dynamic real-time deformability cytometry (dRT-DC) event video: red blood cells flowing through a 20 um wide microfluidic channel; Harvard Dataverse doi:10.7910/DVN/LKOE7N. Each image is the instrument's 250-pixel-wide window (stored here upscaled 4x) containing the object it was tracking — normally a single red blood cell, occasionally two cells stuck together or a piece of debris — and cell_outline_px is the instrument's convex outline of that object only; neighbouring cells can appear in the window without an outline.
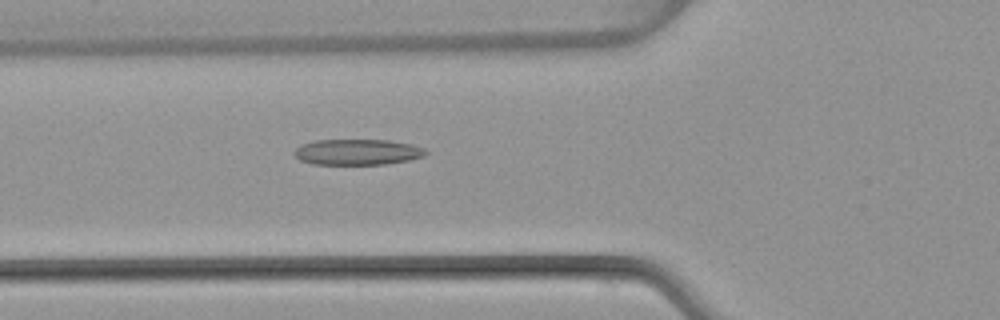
{"species": "common noctule bat (a hibernating species)", "species_latin": "Nyctalus noctula", "temperature_condition": "warm", "stored_images_in_passage": 48, "camera_frame_rate_fps": 3000, "um_per_image_px": 0.085, "animal": {"sex": "female", "body_mass_g": 22.7, "forearm_length_mm": 54.2}, "frame": {"image": 1, "passage_image": 16, "time_ms": 5.0, "image_size_px": [1000, 320], "cell_outline_px": [[428, 152], [424, 156], [408, 160], [384, 164], [312, 164], [300, 160], [292, 152], [300, 144], [316, 140], [388, 140], [412, 144], [424, 148]], "centroid_in_image_um": [30.36, 12.92], "position_along_channel_um": 95.4, "area_um2": 19.77}}
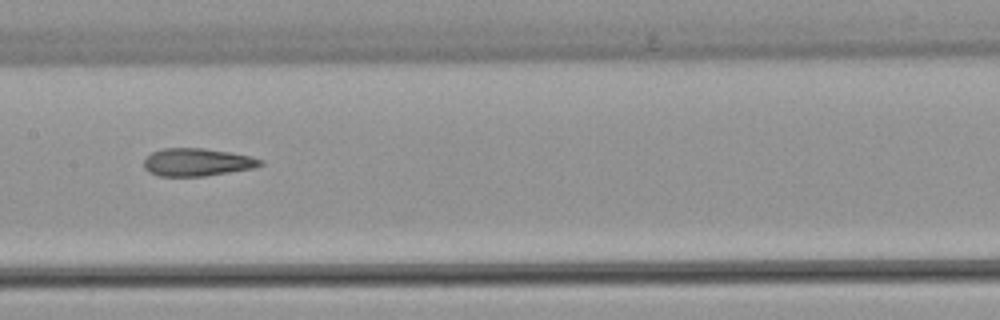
{"frame": {"image": 2, "passage_image": 23, "time_ms": 7.333, "image_size_px": [1000, 320], "cell_outline_px": [[264, 164], [256, 168], [204, 176], [160, 176], [148, 172], [144, 168], [144, 160], [152, 152], [164, 148], [204, 148], [228, 152], [248, 156], [264, 160]], "centroid_in_image_um": [16.76, 13.79], "position_along_channel_um": 190.6, "area_um2": 18.84}}
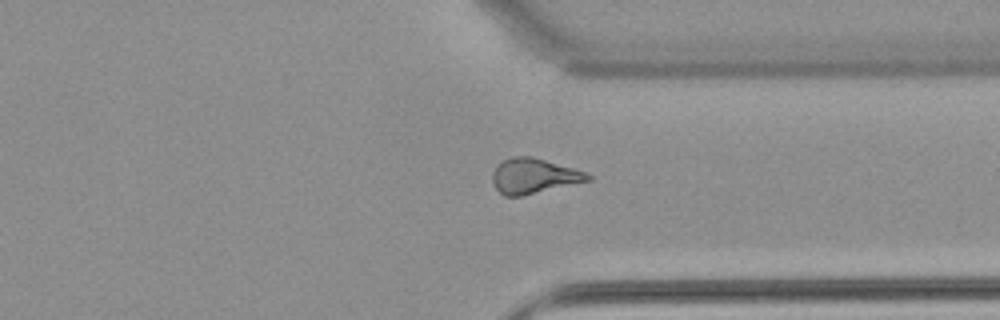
{"frame": {"image": 3, "passage_image": 36, "time_ms": 11.667, "image_size_px": [1000, 320], "cell_outline_px": [[592, 180], [520, 196], [504, 196], [492, 184], [492, 172], [504, 160], [512, 156], [532, 156], [572, 168], [584, 172], [592, 176]], "centroid_in_image_um": [45.35, 14.96], "position_along_channel_um": 366.0, "area_um2": 19.25}, "authors_computed_cell_mechanics": {"area_um2": 19.8543, "velocity_mm_per_s": 4.0591, "shape_relaxation_time_tau1_ms": null, "shape_relaxation_time_tau2_ms": 2.2292, "deformation_change_tau1": null, "deformation_change_tau2": 0.1197}}